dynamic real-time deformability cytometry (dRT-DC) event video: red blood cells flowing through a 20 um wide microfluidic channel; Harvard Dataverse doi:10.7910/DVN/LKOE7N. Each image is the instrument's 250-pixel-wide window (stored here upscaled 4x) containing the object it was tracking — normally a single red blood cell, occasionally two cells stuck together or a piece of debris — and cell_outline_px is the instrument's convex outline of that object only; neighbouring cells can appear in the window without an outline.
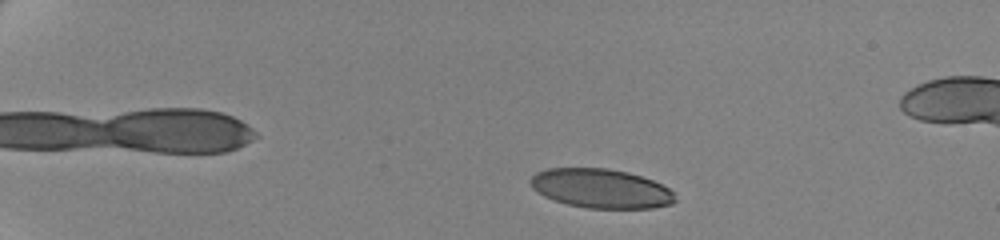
{"species": "human", "species_latin": "Homo sapiens", "temperature_condition": "cold", "stored_images_in_passage": 54, "camera_frame_rate_fps": 3000, "um_per_image_px": 0.085, "donor": {"sex": "female"}, "frame": {"image": 1, "passage_image": 7, "time_ms": 2.0, "image_size_px": [1000, 240], "cell_outline_px": [[676, 200], [672, 204], [652, 208], [588, 208], [568, 204], [544, 196], [532, 188], [528, 180], [536, 172], [548, 168], [608, 168], [628, 172], [652, 180], [668, 188], [672, 192]], "centroid_in_image_um": [51.05, 16.01], "position_along_channel_um": 33.9, "area_um2": 32.95}}
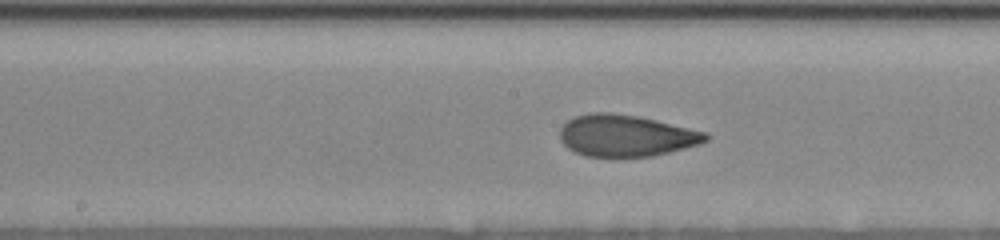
{"frame": {"image": 2, "passage_image": 29, "time_ms": 9.333, "image_size_px": [1000, 240], "cell_outline_px": [[708, 140], [700, 144], [652, 156], [584, 156], [568, 148], [560, 140], [560, 128], [568, 120], [576, 116], [592, 112], [608, 112], [636, 116], [656, 120], [704, 132], [708, 136]], "centroid_in_image_um": [53.17, 11.52], "position_along_channel_um": 195.0, "area_um2": 34.97}}
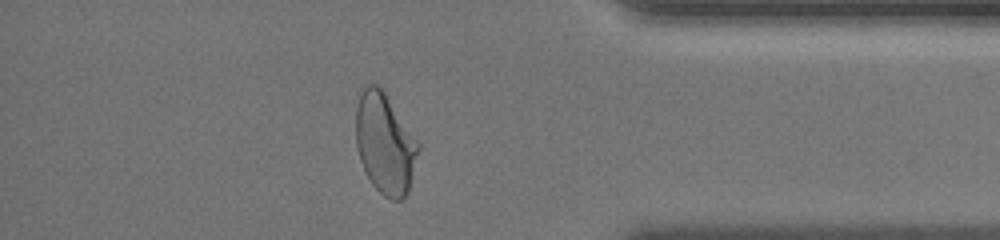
{"frame": {"image": 3, "passage_image": 48, "time_ms": 15.667, "image_size_px": [1000, 240], "cell_outline_px": [[420, 148], [408, 192], [400, 200], [392, 200], [384, 196], [372, 184], [360, 160], [356, 144], [356, 108], [360, 96], [364, 88], [368, 84], [376, 84], [384, 92], [420, 144]], "centroid_in_image_um": [32.73, 12.22], "position_along_channel_um": 402.5, "area_um2": 36.13}, "authors_computed_cell_mechanics": {"area_um2": 35.0557, "velocity_mm_per_s": 3.4917, "shape_relaxation_time_tau1_ms": 6.2071, "shape_relaxation_time_tau2_ms": 0.936, "deformation_change_tau1": 0.1988, "deformation_change_tau2": 0.073}}